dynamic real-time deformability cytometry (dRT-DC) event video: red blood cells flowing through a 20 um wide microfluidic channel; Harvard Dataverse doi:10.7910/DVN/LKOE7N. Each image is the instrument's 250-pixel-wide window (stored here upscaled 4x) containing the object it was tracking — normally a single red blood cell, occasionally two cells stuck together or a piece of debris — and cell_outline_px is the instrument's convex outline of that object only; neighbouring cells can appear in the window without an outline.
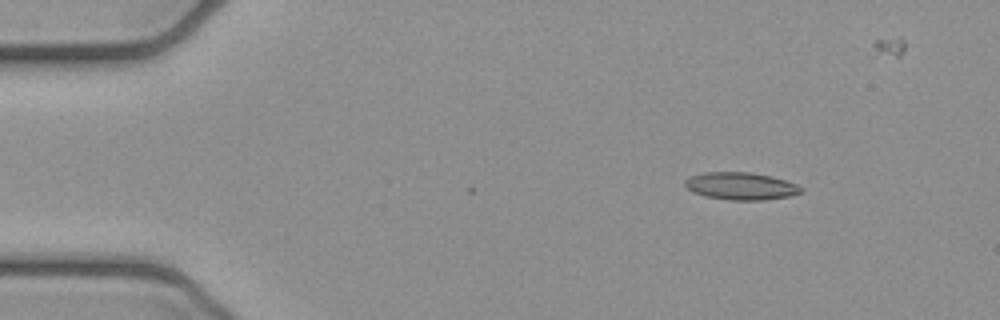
{"species": "common noctule bat (a hibernating species)", "species_latin": "Nyctalus noctula", "temperature_condition": "cold", "stored_images_in_passage": 2, "camera_frame_rate_fps": 3000, "um_per_image_px": 0.085, "animal": {"sex": "female", "body_mass_g": 21.9}, "frame": {"image": 1, "passage_image": 2, "time_ms": 0.333, "image_size_px": [1000, 320], "cell_outline_px": [[804, 192], [788, 196], [764, 200], [728, 200], [708, 196], [692, 192], [684, 184], [684, 180], [692, 176], [704, 172], [752, 172], [784, 180], [796, 184], [804, 188]], "centroid_in_image_um": [62.98, 15.82], "position_along_channel_um": 22.0, "area_um2": 18.44}}